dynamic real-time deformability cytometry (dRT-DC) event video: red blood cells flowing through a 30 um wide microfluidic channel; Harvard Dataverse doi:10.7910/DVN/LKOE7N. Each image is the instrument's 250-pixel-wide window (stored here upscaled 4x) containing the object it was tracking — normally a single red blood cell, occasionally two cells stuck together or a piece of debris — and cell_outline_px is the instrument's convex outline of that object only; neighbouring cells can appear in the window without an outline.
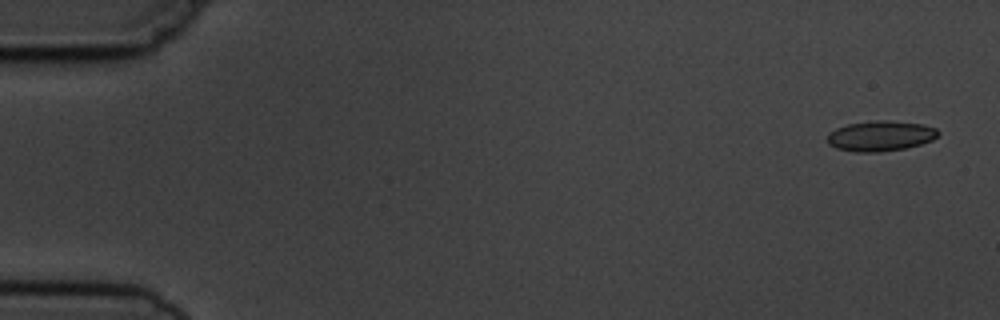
{"species": "common noctule bat (a hibernating species)", "species_latin": "Nyctalus noctula", "temperature_condition": "cold", "stored_images_in_passage": 5, "camera_frame_rate_fps": 3000, "um_per_image_px": 0.085, "animal": {"sex": "male", "body_mass_g": 19.5, "forearm_length_mm": 54.6}, "frame": {"image": 1, "passage_image": 1, "time_ms": 0.0, "image_size_px": [1000, 320], "cell_outline_px": [[940, 132], [932, 140], [908, 148], [880, 152], [856, 152], [836, 148], [828, 144], [828, 132], [836, 128], [848, 124], [876, 120], [888, 120], [924, 124], [936, 128]], "centroid_in_image_um": [74.85, 11.55], "position_along_channel_um": 10.2, "area_um2": 19.71}}
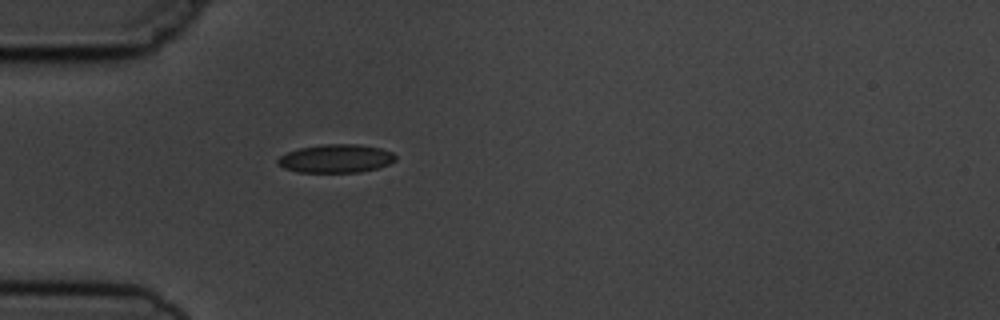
{"frame": {"image": 2, "passage_image": 5, "time_ms": 4.667, "image_size_px": [1000, 320], "cell_outline_px": [[396, 160], [388, 164], [376, 168], [360, 172], [296, 172], [284, 168], [276, 160], [280, 156], [288, 152], [300, 148], [324, 144], [360, 144], [380, 148], [392, 152], [396, 156]], "centroid_in_image_um": [28.57, 13.47], "position_along_channel_um": 56.4, "area_um2": 19.36}}